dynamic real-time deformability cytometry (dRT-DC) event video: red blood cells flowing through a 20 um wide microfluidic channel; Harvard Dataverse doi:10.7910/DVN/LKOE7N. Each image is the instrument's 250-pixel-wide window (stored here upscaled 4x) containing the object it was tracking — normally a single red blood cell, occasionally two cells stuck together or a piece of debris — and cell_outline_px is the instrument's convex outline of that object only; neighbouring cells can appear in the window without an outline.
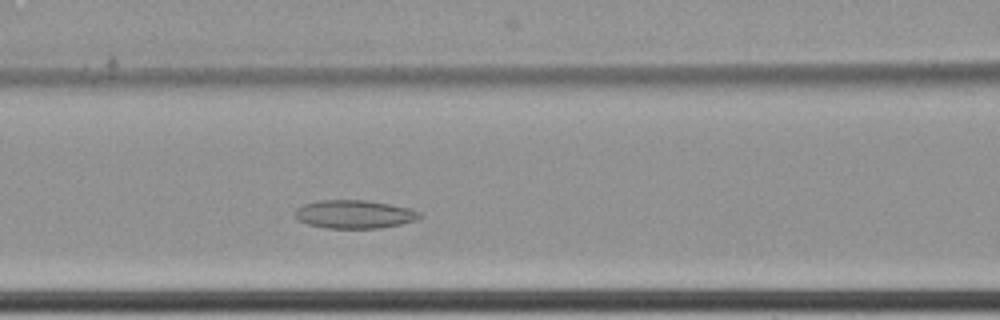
{"species": "common noctule bat (a hibernating species)", "species_latin": "Nyctalus noctula", "temperature_condition": "cold", "stored_images_in_passage": 43, "camera_frame_rate_fps": 3000, "um_per_image_px": 0.085, "animal": {"sex": "female", "body_mass_g": 22.7, "forearm_length_mm": 54.2}, "frame": {"image": 1, "passage_image": 16, "time_ms": 5.0, "image_size_px": [1000, 320], "cell_outline_px": [[424, 216], [416, 220], [400, 224], [380, 228], [324, 228], [308, 224], [300, 220], [296, 216], [296, 208], [304, 204], [320, 200], [364, 200], [388, 204], [408, 208], [420, 212]], "centroid_in_image_um": [30.14, 18.21], "position_along_channel_um": 136.5, "area_um2": 20.4}}
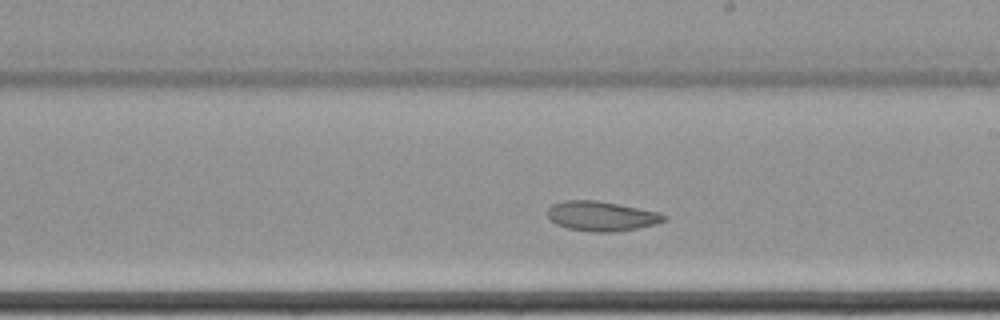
{"frame": {"image": 2, "passage_image": 25, "time_ms": 8.0, "image_size_px": [1000, 320], "cell_outline_px": [[668, 216], [664, 220], [656, 224], [620, 232], [588, 232], [568, 228], [556, 224], [548, 216], [548, 208], [552, 204], [564, 200], [596, 200], [660, 212]], "centroid_in_image_um": [51.14, 18.38], "position_along_channel_um": 237.9, "area_um2": 20.29}}
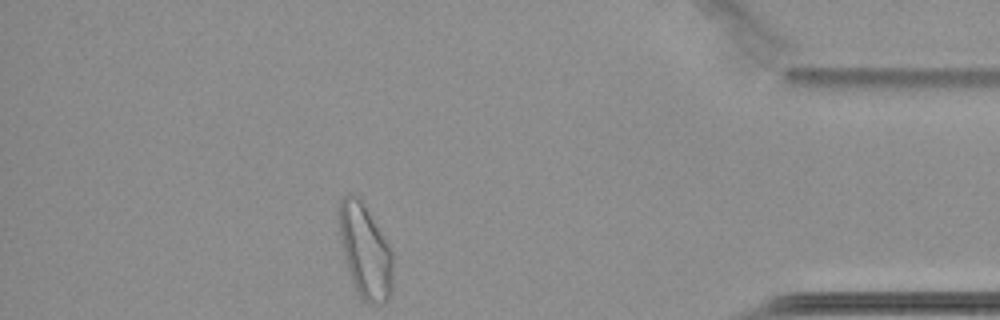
{"frame": {"image": 3, "passage_image": 43, "time_ms": 14.0, "image_size_px": [1000, 320], "cell_outline_px": [[392, 292], [388, 300], [384, 304], [368, 304], [360, 296], [352, 280], [348, 268], [336, 220], [336, 208], [340, 200], [348, 192], [360, 196], [388, 244], [392, 252]], "centroid_in_image_um": [31.01, 21.28], "position_along_channel_um": 404.2, "area_um2": 29.77}, "authors_computed_cell_mechanics": {"area_um2": 21.5594, "velocity_mm_per_s": 3.3864, "shape_relaxation_time_tau1_ms": null, "shape_relaxation_time_tau2_ms": 3.7167, "deformation_change_tau1": null, "deformation_change_tau2": 0.0657}}